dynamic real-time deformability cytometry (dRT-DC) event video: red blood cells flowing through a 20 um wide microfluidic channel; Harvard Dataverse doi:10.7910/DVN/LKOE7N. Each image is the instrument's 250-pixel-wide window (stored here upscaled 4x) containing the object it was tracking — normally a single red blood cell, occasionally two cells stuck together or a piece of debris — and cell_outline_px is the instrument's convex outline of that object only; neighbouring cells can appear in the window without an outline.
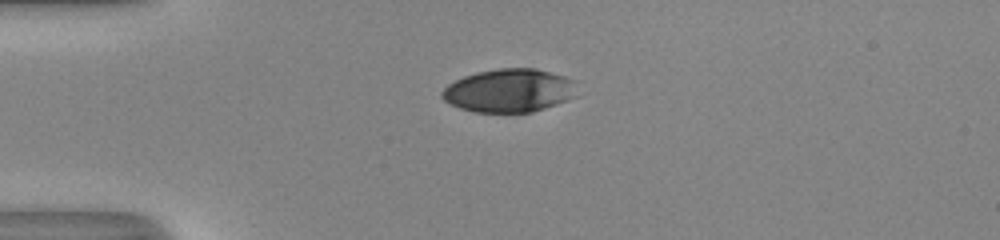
{"species": "human", "species_latin": "Homo sapiens", "temperature_condition": "room temperature", "stored_images_in_passage": 39, "camera_frame_rate_fps": 3000, "um_per_image_px": 0.085, "donor": {"sex": "male"}, "frame": {"image": 1, "passage_image": 1, "time_ms": 0.0, "image_size_px": [1000, 240], "cell_outline_px": [[580, 96], [532, 112], [476, 112], [460, 108], [444, 100], [440, 96], [440, 92], [448, 84], [464, 76], [476, 72], [500, 68], [536, 68], [564, 76], [576, 80]], "centroid_in_image_um": [43.34, 7.69], "position_along_channel_um": 41.7, "area_um2": 34.51}}
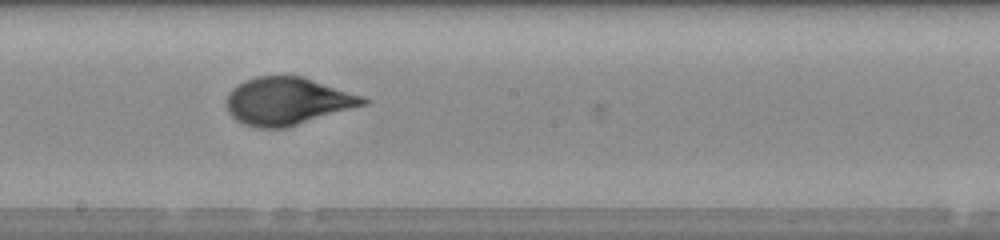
{"frame": {"image": 2, "passage_image": 17, "time_ms": 5.333, "image_size_px": [1000, 240], "cell_outline_px": [[372, 100], [368, 104], [284, 128], [256, 128], [244, 124], [236, 120], [228, 112], [228, 92], [232, 88], [244, 80], [256, 76], [304, 76], [364, 96]], "centroid_in_image_um": [24.46, 8.59], "position_along_channel_um": 223.7, "area_um2": 37.97}}
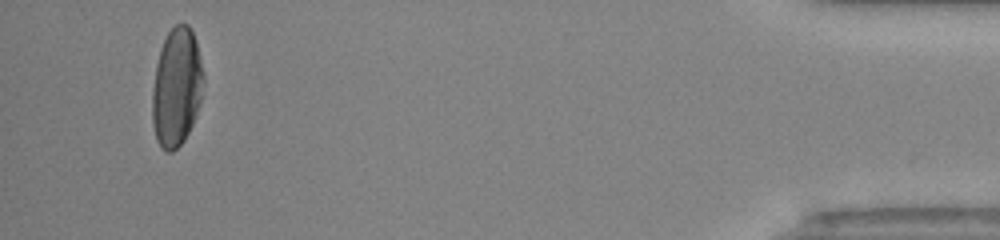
{"frame": {"image": 3, "passage_image": 37, "time_ms": 12.0, "image_size_px": [1000, 240], "cell_outline_px": [[204, 84], [196, 116], [184, 140], [172, 152], [168, 152], [160, 148], [156, 140], [152, 124], [152, 92], [156, 64], [160, 48], [168, 32], [176, 24], [188, 24], [196, 40], [204, 76]], "centroid_in_image_um": [15.0, 7.44], "position_along_channel_um": 420.2, "area_um2": 35.49}, "authors_computed_cell_mechanics": {"area_um2": 37.4544, "velocity_mm_per_s": 4.0616, "shape_relaxation_time_tau1_ms": 4.0594, "shape_relaxation_time_tau2_ms": null, "deformation_change_tau1": 0.2092, "deformation_change_tau2": null}}